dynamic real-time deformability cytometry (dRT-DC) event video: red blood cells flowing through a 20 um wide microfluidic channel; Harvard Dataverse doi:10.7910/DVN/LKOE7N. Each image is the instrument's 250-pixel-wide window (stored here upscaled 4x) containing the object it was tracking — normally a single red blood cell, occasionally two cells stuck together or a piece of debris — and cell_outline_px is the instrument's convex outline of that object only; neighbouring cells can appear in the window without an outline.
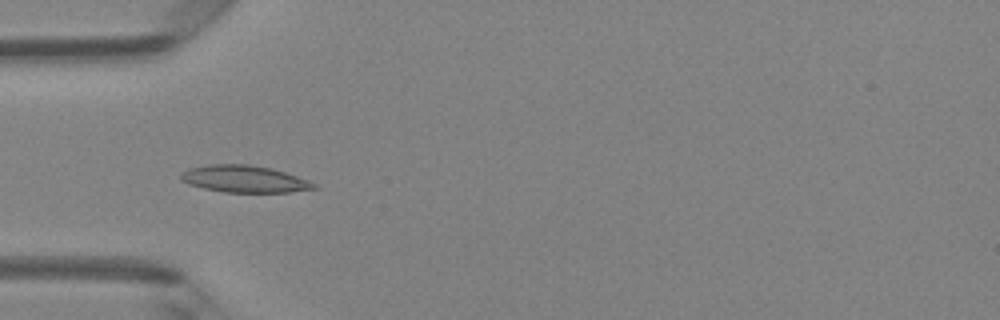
{"species": "Egyptian fruit bat (a non-hibernating species)", "species_latin": "Rousettus aegyptiacus", "temperature_condition": "room temperature", "stored_images_in_passage": 6, "camera_frame_rate_fps": 3000, "um_per_image_px": 0.085, "animal": {"sex": "female"}, "frame": {"image": 1, "passage_image": 4, "time_ms": 1.0, "image_size_px": [1000, 320], "cell_outline_px": [[320, 188], [288, 192], [224, 192], [204, 188], [188, 184], [180, 180], [180, 176], [188, 168], [208, 164], [248, 164], [272, 168], [308, 180], [316, 184]], "centroid_in_image_um": [20.77, 15.21], "position_along_channel_um": 64.2, "area_um2": 20.92}}
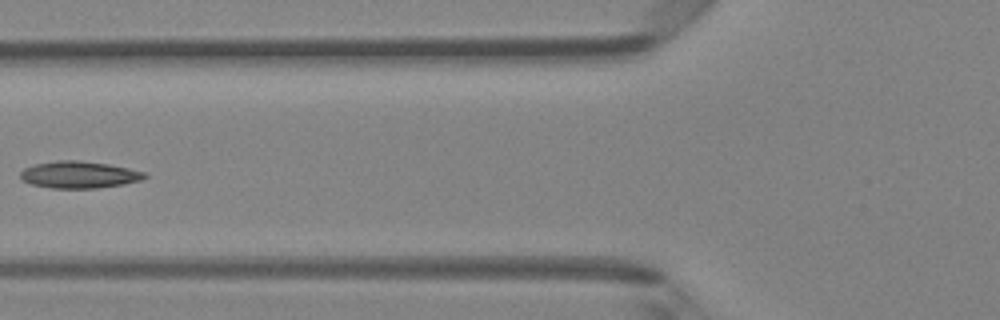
{"frame": {"image": 2, "passage_image": 5, "time_ms": 1.333, "image_size_px": [1000, 320], "cell_outline_px": [[148, 176], [140, 180], [124, 184], [96, 188], [52, 188], [32, 184], [20, 180], [20, 172], [24, 168], [36, 164], [56, 160], [76, 160], [108, 164], [128, 168], [144, 172]], "centroid_in_image_um": [6.7, 14.85], "position_along_channel_um": 119.1, "area_um2": 19.42}}
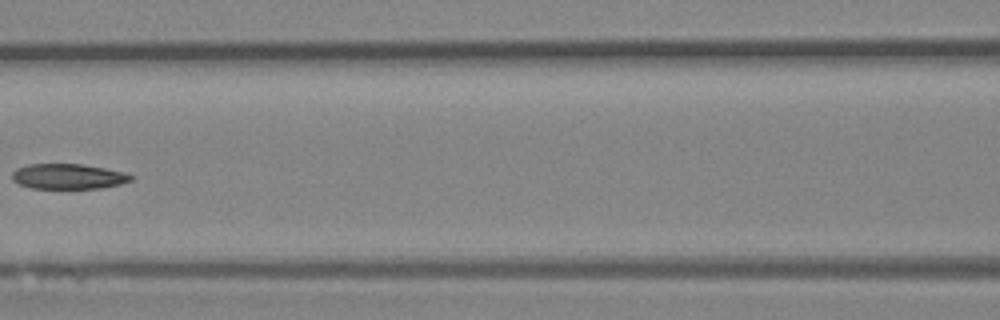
{"frame": {"image": 3, "passage_image": 6, "time_ms": 1.667, "image_size_px": [1000, 320], "cell_outline_px": [[136, 176], [132, 180], [120, 184], [100, 188], [32, 188], [20, 184], [12, 180], [12, 172], [16, 168], [28, 164], [84, 164], [124, 172]], "centroid_in_image_um": [5.81, 14.99], "position_along_channel_um": 160.8, "area_um2": 17.51}}